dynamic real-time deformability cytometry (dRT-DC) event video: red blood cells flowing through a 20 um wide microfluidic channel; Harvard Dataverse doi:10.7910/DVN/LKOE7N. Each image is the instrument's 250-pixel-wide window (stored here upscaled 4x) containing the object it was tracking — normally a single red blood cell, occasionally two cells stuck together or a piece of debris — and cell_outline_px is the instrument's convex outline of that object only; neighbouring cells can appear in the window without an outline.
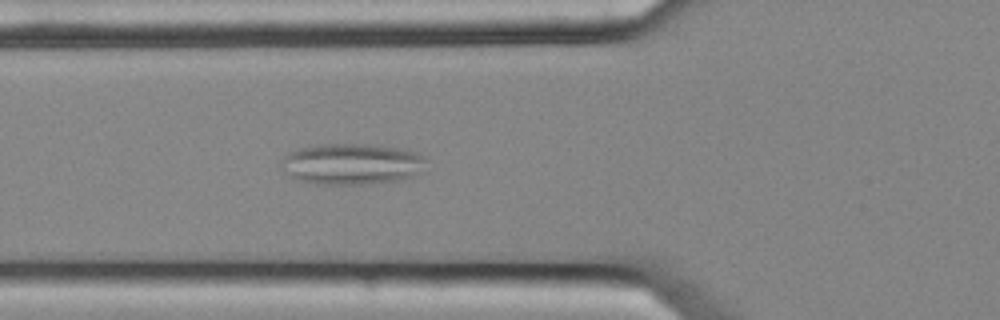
{"species": "common noctule bat (a hibernating species)", "species_latin": "Nyctalus noctula", "temperature_condition": "cold", "stored_images_in_passage": 54, "camera_frame_rate_fps": 3000, "um_per_image_px": 0.085, "animal": {"sex": "female", "body_mass_g": 25.1}, "frame": {"image": 1, "passage_image": 19, "time_ms": 6.0, "image_size_px": [1000, 320], "cell_outline_px": [[428, 172], [396, 180], [360, 184], [316, 184], [296, 180], [280, 164], [280, 160], [284, 156], [300, 148], [320, 144], [376, 144], [404, 148], [416, 152], [424, 160]], "centroid_in_image_um": [29.95, 13.93], "position_along_channel_um": 95.8, "area_um2": 34.85}}
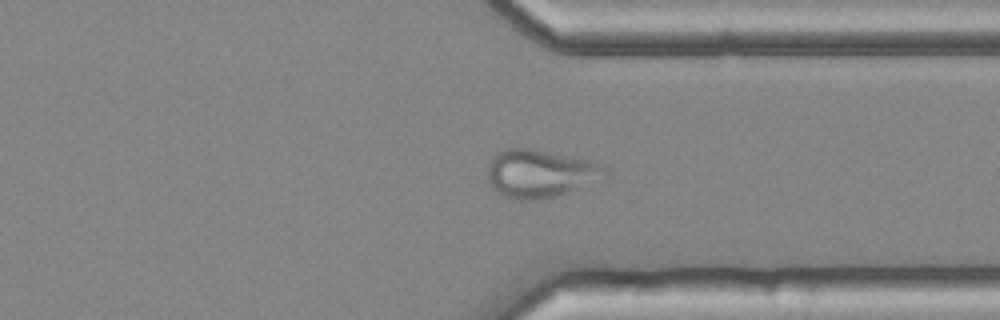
{"frame": {"image": 2, "passage_image": 41, "time_ms": 13.333, "image_size_px": [1000, 320], "cell_outline_px": [[608, 176], [604, 180], [552, 196], [532, 200], [516, 200], [504, 196], [496, 192], [488, 184], [488, 164], [504, 148], [536, 148], [608, 164]], "centroid_in_image_um": [45.98, 14.73], "position_along_channel_um": 365.4, "area_um2": 33.35}}
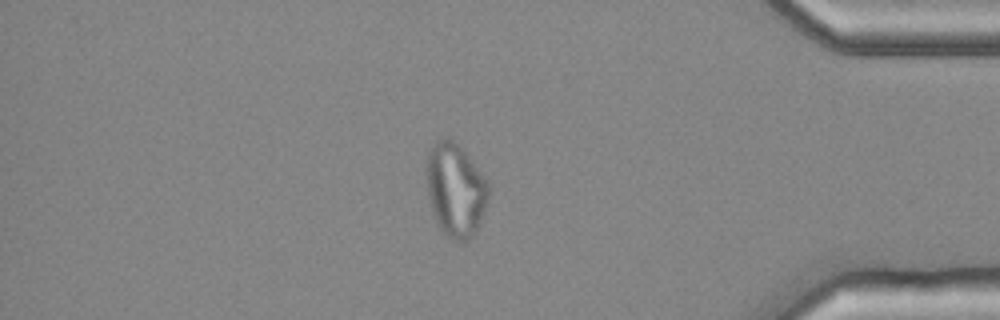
{"frame": {"image": 3, "passage_image": 46, "time_ms": 15.0, "image_size_px": [1000, 320], "cell_outline_px": [[488, 196], [484, 212], [472, 236], [468, 240], [452, 240], [440, 228], [436, 220], [428, 196], [424, 172], [424, 168], [428, 152], [436, 140], [444, 136], [448, 136], [468, 156], [484, 176], [488, 184]], "centroid_in_image_um": [38.67, 16.09], "position_along_channel_um": 396.5, "area_um2": 33.58}}